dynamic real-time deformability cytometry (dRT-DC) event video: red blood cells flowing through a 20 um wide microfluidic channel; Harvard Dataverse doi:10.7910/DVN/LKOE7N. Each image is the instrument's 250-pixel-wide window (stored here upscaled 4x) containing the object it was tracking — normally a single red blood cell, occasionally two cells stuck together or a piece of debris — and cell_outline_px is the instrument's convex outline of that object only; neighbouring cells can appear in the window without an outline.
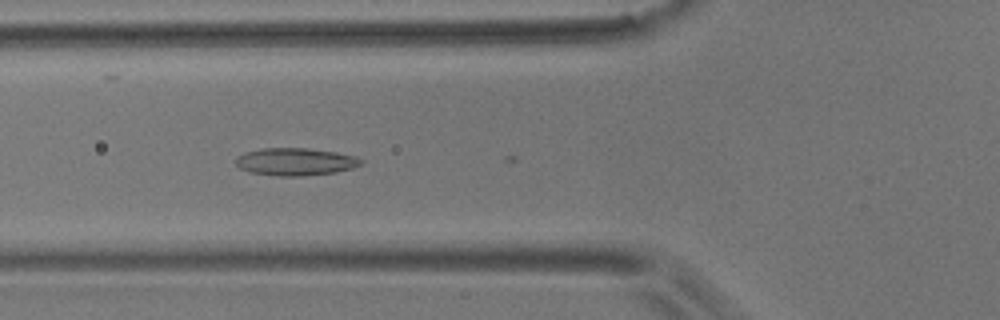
{"species": "common noctule bat (a hibernating species)", "species_latin": "Nyctalus noctula", "temperature_condition": "room temperature", "stored_images_in_passage": 5, "camera_frame_rate_fps": 3000, "um_per_image_px": 0.085, "animal": {"sex": "male", "body_mass_g": 17.9}, "frame": {"image": 1, "passage_image": 3, "time_ms": 0.667, "image_size_px": [1000, 320], "cell_outline_px": [[364, 164], [352, 168], [336, 172], [300, 176], [276, 176], [252, 172], [240, 168], [236, 164], [236, 156], [244, 152], [264, 148], [308, 148], [336, 152], [356, 156], [364, 160]], "centroid_in_image_um": [25.14, 13.74], "position_along_channel_um": 100.7, "area_um2": 20.17}}